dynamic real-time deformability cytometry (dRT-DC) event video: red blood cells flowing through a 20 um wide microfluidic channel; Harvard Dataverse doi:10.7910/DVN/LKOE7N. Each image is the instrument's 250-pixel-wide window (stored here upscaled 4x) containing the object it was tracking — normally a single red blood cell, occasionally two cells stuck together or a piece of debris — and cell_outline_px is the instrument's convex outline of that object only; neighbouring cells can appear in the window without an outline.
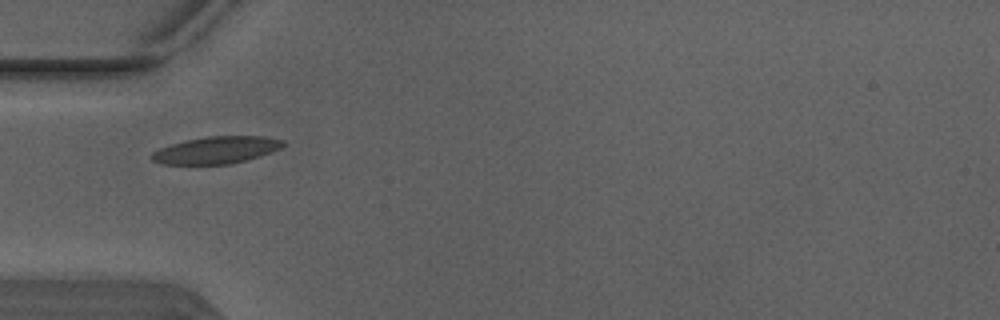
{"species": "Egyptian fruit bat (a non-hibernating species)", "species_latin": "Rousettus aegyptiacus", "temperature_condition": "warm", "stored_images_in_passage": 1, "camera_frame_rate_fps": 3000, "um_per_image_px": 0.085, "animal": {"sex": "male"}, "frame": {"image": 1, "passage_image": 1, "time_ms": 0.0, "image_size_px": [1000, 320], "cell_outline_px": [[284, 144], [280, 148], [272, 152], [260, 156], [228, 164], [160, 164], [152, 160], [148, 156], [152, 152], [160, 148], [172, 144], [188, 140], [208, 136], [264, 136], [284, 140]], "centroid_in_image_um": [18.37, 12.75], "position_along_channel_um": 66.6, "area_um2": 20.63}}